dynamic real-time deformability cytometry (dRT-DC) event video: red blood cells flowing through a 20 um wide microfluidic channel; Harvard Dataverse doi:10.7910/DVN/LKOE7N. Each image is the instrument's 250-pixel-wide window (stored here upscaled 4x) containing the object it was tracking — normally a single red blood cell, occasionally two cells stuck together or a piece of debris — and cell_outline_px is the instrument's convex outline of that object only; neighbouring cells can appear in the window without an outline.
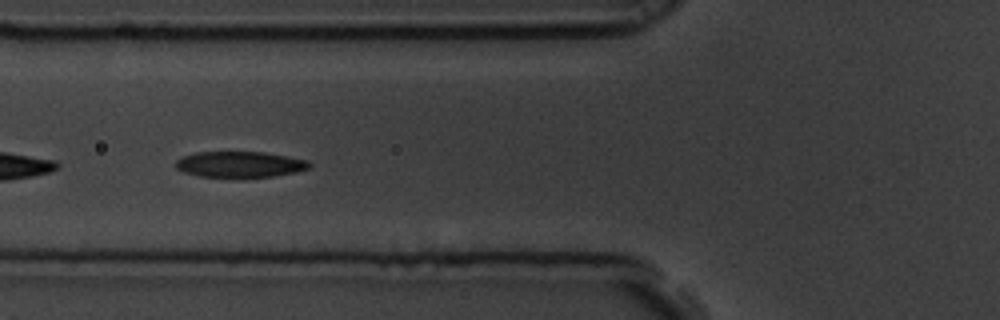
{"species": "common noctule bat (a hibernating species)", "species_latin": "Nyctalus noctula", "temperature_condition": "room temperature", "stored_images_in_passage": 9, "camera_frame_rate_fps": 3000, "um_per_image_px": 0.085, "animal": {"sex": "male", "body_mass_g": 19.5, "forearm_length_mm": 54.6}, "frame": {"image": 1, "passage_image": 6, "time_ms": 1.667, "image_size_px": [1000, 320], "cell_outline_px": [[312, 164], [308, 168], [296, 172], [276, 176], [244, 180], [200, 176], [184, 172], [176, 168], [176, 160], [184, 156], [196, 152], [264, 152], [308, 160]], "centroid_in_image_um": [20.41, 14.01], "position_along_channel_um": 105.4, "area_um2": 20.92}}